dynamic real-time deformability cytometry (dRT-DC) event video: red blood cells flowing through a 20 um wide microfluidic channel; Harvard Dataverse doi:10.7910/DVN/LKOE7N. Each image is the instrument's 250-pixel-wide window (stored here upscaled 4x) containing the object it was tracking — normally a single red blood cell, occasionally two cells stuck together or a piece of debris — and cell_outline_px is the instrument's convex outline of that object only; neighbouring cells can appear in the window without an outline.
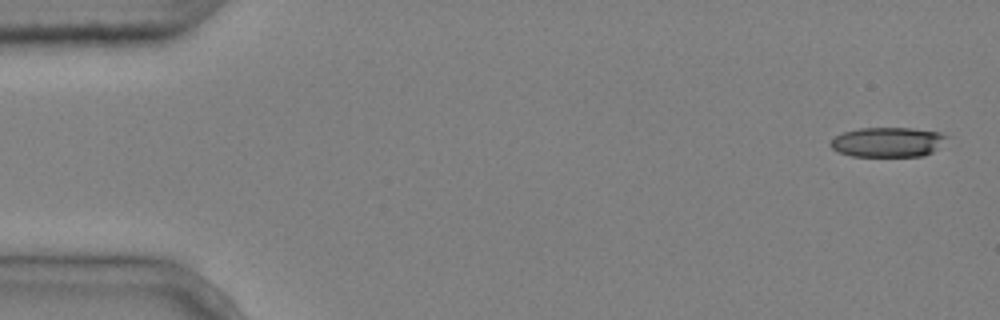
{"species": "common noctule bat (a hibernating species)", "species_latin": "Nyctalus noctula", "temperature_condition": "cold", "stored_images_in_passage": 5, "camera_frame_rate_fps": 3000, "um_per_image_px": 0.085, "animal": {"sex": "male", "body_mass_g": 20.4}, "frame": {"image": 1, "passage_image": 1, "time_ms": 0.0, "image_size_px": [1000, 320], "cell_outline_px": [[948, 136], [932, 152], [924, 156], [852, 156], [836, 152], [828, 144], [836, 136], [844, 132], [860, 128], [912, 128], [940, 132]], "centroid_in_image_um": [75.42, 12.08], "position_along_channel_um": 9.6, "area_um2": 20.06}}
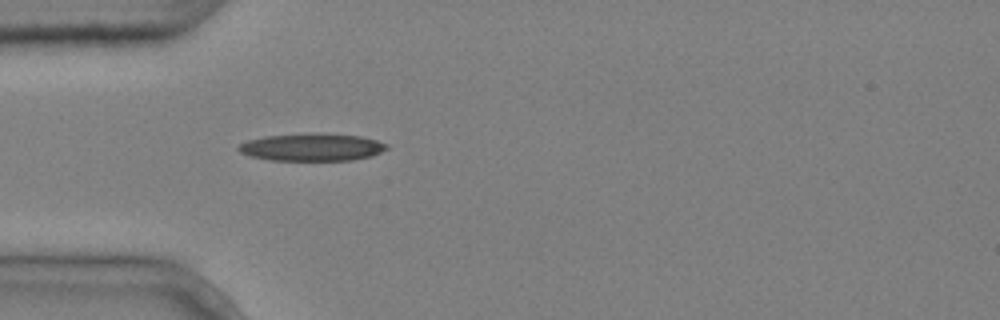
{"frame": {"image": 2, "passage_image": 5, "time_ms": 1.333, "image_size_px": [1000, 320], "cell_outline_px": [[388, 148], [372, 156], [352, 160], [268, 160], [248, 156], [240, 152], [236, 148], [240, 144], [248, 140], [264, 136], [360, 136], [376, 140], [388, 144]], "centroid_in_image_um": [26.48, 12.57], "position_along_channel_um": 58.5, "area_um2": 22.6}}